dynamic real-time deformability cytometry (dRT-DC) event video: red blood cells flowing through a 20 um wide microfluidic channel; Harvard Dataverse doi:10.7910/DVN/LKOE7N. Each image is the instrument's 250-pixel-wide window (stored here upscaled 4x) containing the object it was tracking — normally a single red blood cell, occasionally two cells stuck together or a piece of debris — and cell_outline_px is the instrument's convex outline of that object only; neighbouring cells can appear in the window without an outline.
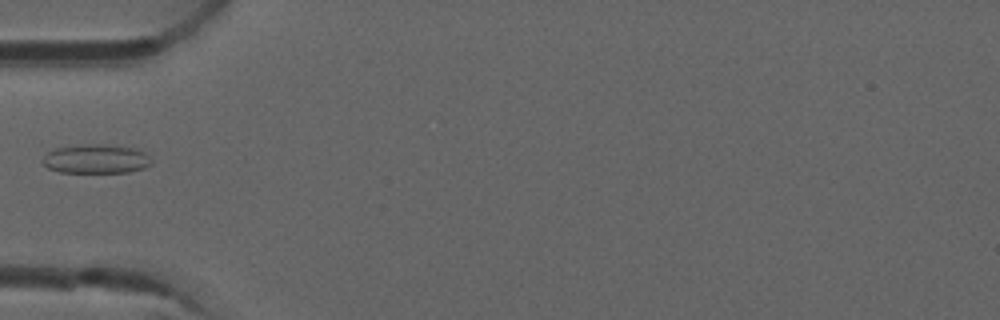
{"species": "common noctule bat (a hibernating species)", "species_latin": "Nyctalus noctula", "temperature_condition": "room temperature", "stored_images_in_passage": 36, "camera_frame_rate_fps": 3000, "um_per_image_px": 0.085, "animal": {"sex": "male", "forearm_length_mm": 52.5}, "frame": {"image": 1, "passage_image": 1, "time_ms": 0.0, "image_size_px": [1000, 320], "cell_outline_px": [[152, 164], [144, 168], [128, 172], [60, 172], [48, 168], [40, 160], [48, 152], [56, 148], [84, 144], [104, 144], [132, 148], [144, 152], [152, 160]], "centroid_in_image_um": [8.15, 13.51], "position_along_channel_um": 76.8, "area_um2": 18.38}}
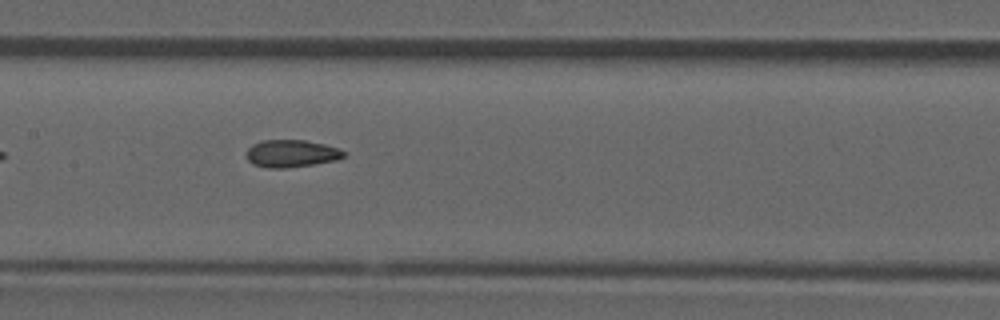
{"frame": {"image": 2, "passage_image": 9, "time_ms": 2.667, "image_size_px": [1000, 320], "cell_outline_px": [[344, 156], [336, 160], [316, 164], [284, 168], [268, 168], [252, 164], [248, 160], [248, 148], [252, 144], [260, 140], [304, 140], [324, 144], [336, 148], [344, 152]], "centroid_in_image_um": [24.74, 13.05], "position_along_channel_um": 182.7, "area_um2": 15.43}}
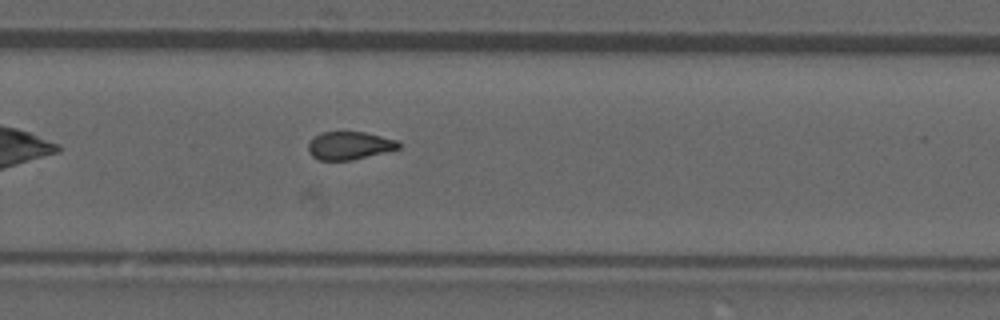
{"frame": {"image": 3, "passage_image": 18, "time_ms": 5.667, "image_size_px": [1000, 320], "cell_outline_px": [[400, 148], [352, 160], [320, 160], [312, 156], [308, 152], [308, 144], [316, 136], [324, 132], [364, 132], [396, 140], [400, 144]], "centroid_in_image_um": [29.69, 12.38], "position_along_channel_um": 300.1, "area_um2": 14.45}}